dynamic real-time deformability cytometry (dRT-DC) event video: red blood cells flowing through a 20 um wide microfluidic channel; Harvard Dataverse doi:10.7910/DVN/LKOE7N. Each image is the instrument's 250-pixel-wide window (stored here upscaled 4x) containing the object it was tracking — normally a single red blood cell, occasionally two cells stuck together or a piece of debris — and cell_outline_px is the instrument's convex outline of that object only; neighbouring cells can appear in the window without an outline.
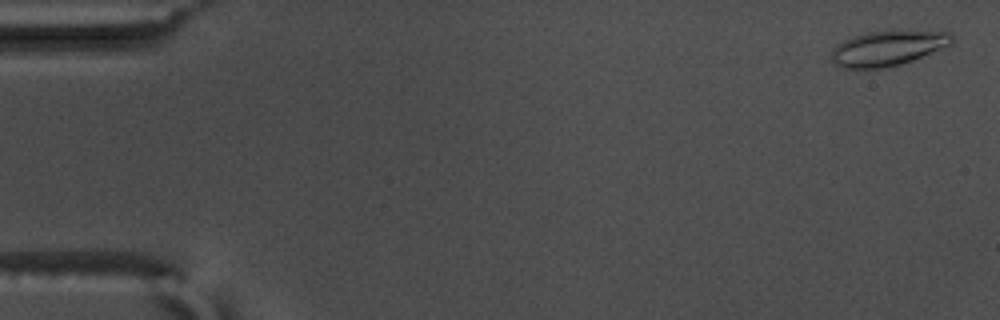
{"species": "common noctule bat (a hibernating species)", "species_latin": "Nyctalus noctula", "temperature_condition": "warm", "stored_images_in_passage": 56, "camera_frame_rate_fps": 3000, "um_per_image_px": 0.085, "animal": {"sex": "male", "body_mass_g": 17.5, "forearm_length_mm": 52.3}, "frame": {"image": 1, "passage_image": 2, "time_ms": 0.333, "image_size_px": [1000, 320], "cell_outline_px": [[956, 40], [952, 44], [912, 60], [900, 64], [884, 68], [840, 68], [832, 60], [832, 48], [836, 44], [852, 36], [868, 32], [952, 32]], "centroid_in_image_um": [75.44, 4.11], "position_along_channel_um": 9.6, "area_um2": 24.22}}
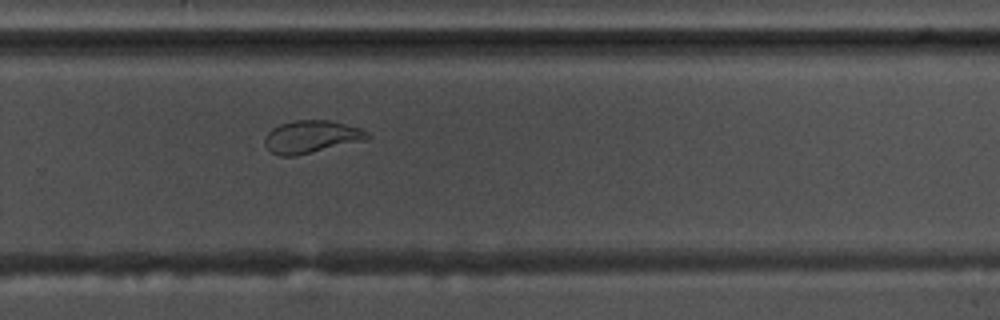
{"frame": {"image": 2, "passage_image": 38, "time_ms": 12.333, "image_size_px": [1000, 320], "cell_outline_px": [[372, 136], [368, 140], [296, 156], [280, 156], [272, 152], [264, 144], [264, 136], [272, 128], [280, 124], [296, 120], [332, 120], [360, 128], [368, 132]], "centroid_in_image_um": [26.5, 11.63], "position_along_channel_um": 303.3, "area_um2": 19.77}}
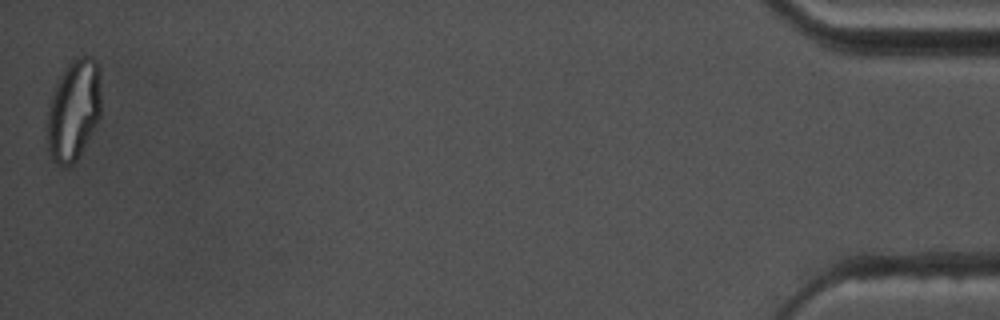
{"frame": {"image": 3, "passage_image": 56, "time_ms": 18.333, "image_size_px": [1000, 320], "cell_outline_px": [[100, 116], [92, 132], [76, 160], [72, 164], [64, 168], [52, 160], [48, 148], [44, 128], [48, 108], [56, 84], [64, 68], [76, 56], [92, 56], [96, 60], [100, 68]], "centroid_in_image_um": [6.24, 9.35], "position_along_channel_um": 429.0, "area_um2": 32.25}, "authors_computed_cell_mechanics": {"area_um2": 21.8484, "velocity_mm_per_s": 3.6491, "shape_relaxation_time_tau1_ms": null, "shape_relaxation_time_tau2_ms": 1.4473, "deformation_change_tau1": null, "deformation_change_tau2": 0.0805}}